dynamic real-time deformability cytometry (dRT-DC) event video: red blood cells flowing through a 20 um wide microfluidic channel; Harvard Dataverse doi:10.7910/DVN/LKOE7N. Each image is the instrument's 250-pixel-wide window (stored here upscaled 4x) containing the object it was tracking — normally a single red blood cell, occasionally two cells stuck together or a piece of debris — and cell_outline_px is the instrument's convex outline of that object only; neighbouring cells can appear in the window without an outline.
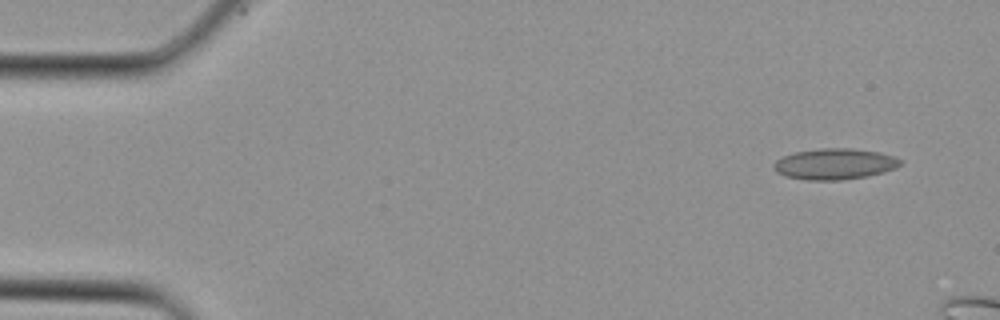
{"species": "Egyptian fruit bat (a non-hibernating species)", "species_latin": "Rousettus aegyptiacus", "temperature_condition": "cold", "stored_images_in_passage": 2, "camera_frame_rate_fps": 3000, "um_per_image_px": 0.085, "animal": {"sex": "female"}, "frame": {"image": 1, "passage_image": 1, "time_ms": 0.0, "image_size_px": [1000, 320], "cell_outline_px": [[904, 160], [896, 168], [884, 172], [868, 176], [844, 180], [808, 180], [784, 176], [776, 172], [772, 168], [772, 164], [776, 160], [784, 156], [796, 152], [820, 148], [852, 148], [880, 152]], "centroid_in_image_um": [70.95, 13.94], "position_along_channel_um": 14.1, "area_um2": 23.06}}